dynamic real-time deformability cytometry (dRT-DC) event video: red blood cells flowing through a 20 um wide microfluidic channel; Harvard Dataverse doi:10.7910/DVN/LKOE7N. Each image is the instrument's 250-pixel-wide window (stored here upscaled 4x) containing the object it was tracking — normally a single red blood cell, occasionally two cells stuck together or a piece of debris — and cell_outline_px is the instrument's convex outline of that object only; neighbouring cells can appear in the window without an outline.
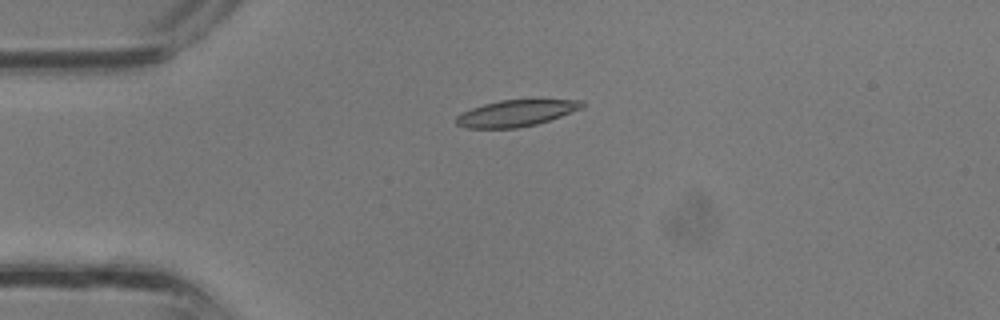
{"species": "common noctule bat (a hibernating species)", "species_latin": "Nyctalus noctula", "temperature_condition": "room temperature", "stored_images_in_passage": 36, "camera_frame_rate_fps": 3000, "um_per_image_px": 0.085, "animal": {"sex": "male", "body_mass_g": 13.3}, "frame": {"image": 1, "passage_image": 9, "time_ms": 2.667, "image_size_px": [1000, 320], "cell_outline_px": [[584, 108], [536, 124], [516, 128], [468, 128], [456, 124], [456, 116], [460, 112], [484, 104], [500, 100], [580, 100], [584, 104]], "centroid_in_image_um": [43.83, 9.62], "position_along_channel_um": 41.2, "area_um2": 19.19}}
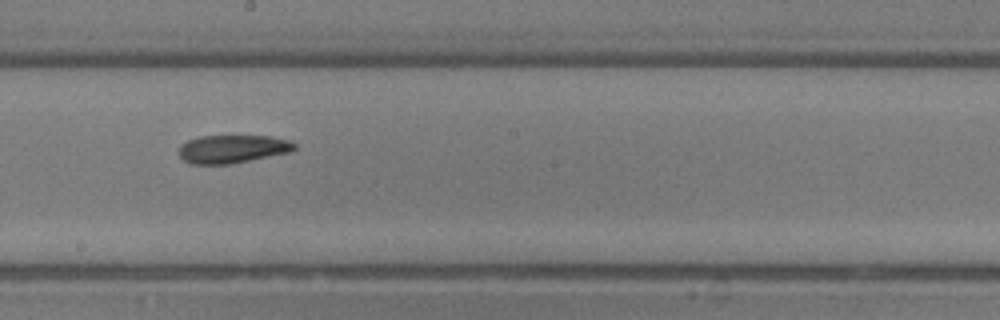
{"frame": {"image": 2, "passage_image": 20, "time_ms": 6.333, "image_size_px": [1000, 320], "cell_outline_px": [[296, 148], [292, 152], [232, 164], [188, 164], [180, 156], [180, 144], [188, 140], [200, 136], [268, 136], [288, 140], [296, 144]], "centroid_in_image_um": [19.77, 12.67], "position_along_channel_um": 228.4, "area_um2": 19.07}}
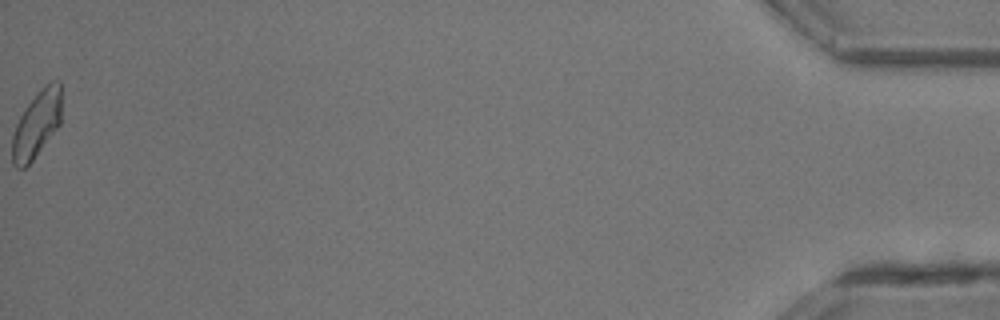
{"frame": {"image": 3, "passage_image": 36, "time_ms": 11.667, "image_size_px": [1000, 320], "cell_outline_px": [[60, 124], [32, 160], [24, 168], [16, 168], [12, 164], [12, 136], [16, 124], [20, 116], [28, 104], [44, 84], [52, 80], [60, 80]], "centroid_in_image_um": [3.1, 10.56], "position_along_channel_um": 432.1, "area_um2": 18.9}}